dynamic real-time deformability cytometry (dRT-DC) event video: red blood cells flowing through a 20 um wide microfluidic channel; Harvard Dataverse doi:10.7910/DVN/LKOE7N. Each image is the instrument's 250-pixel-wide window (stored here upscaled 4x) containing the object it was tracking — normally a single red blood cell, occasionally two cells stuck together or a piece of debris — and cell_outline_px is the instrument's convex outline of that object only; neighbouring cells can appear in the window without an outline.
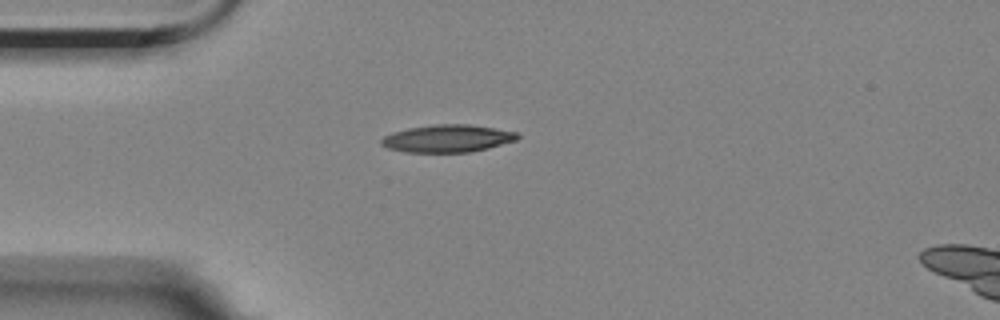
{"species": "Egyptian fruit bat (a non-hibernating species)", "species_latin": "Rousettus aegyptiacus", "temperature_condition": "room temperature", "stored_images_in_passage": 1, "camera_frame_rate_fps": 3000, "um_per_image_px": 0.085, "animal": {"sex": "female"}, "frame": {"image": 1, "passage_image": 1, "time_ms": 0.0, "image_size_px": [1000, 320], "cell_outline_px": [[520, 136], [516, 140], [488, 148], [468, 152], [404, 152], [388, 148], [380, 144], [380, 140], [384, 136], [392, 132], [408, 128], [432, 124], [468, 124], [516, 132]], "centroid_in_image_um": [37.99, 11.77], "position_along_channel_um": 47.0, "area_um2": 21.73}}